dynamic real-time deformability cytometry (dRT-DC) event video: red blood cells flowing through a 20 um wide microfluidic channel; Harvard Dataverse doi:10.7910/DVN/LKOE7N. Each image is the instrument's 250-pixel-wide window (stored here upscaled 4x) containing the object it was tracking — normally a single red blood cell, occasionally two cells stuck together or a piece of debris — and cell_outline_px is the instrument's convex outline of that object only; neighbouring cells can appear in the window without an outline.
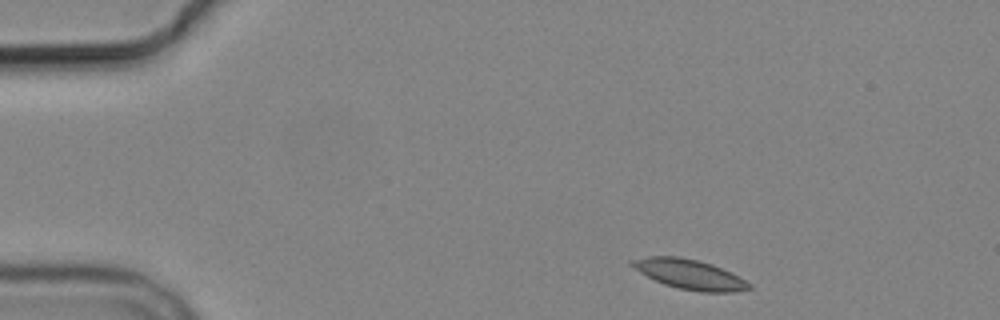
{"species": "common noctule bat (a hibernating species)", "species_latin": "Nyctalus noctula", "temperature_condition": "cold", "stored_images_in_passage": 4, "camera_frame_rate_fps": 3000, "um_per_image_px": 0.085, "animal": {"sex": "male", "body_mass_g": 19.2, "forearm_length_mm": 51.8}, "frame": {"image": 1, "passage_image": 1, "time_ms": 0.0, "image_size_px": [1000, 320], "cell_outline_px": [[752, 288], [736, 292], [700, 292], [680, 288], [664, 284], [640, 272], [628, 264], [628, 260], [648, 256], [680, 256], [712, 264], [752, 284]], "centroid_in_image_um": [58.58, 23.31], "position_along_channel_um": 26.4, "area_um2": 20.11}}
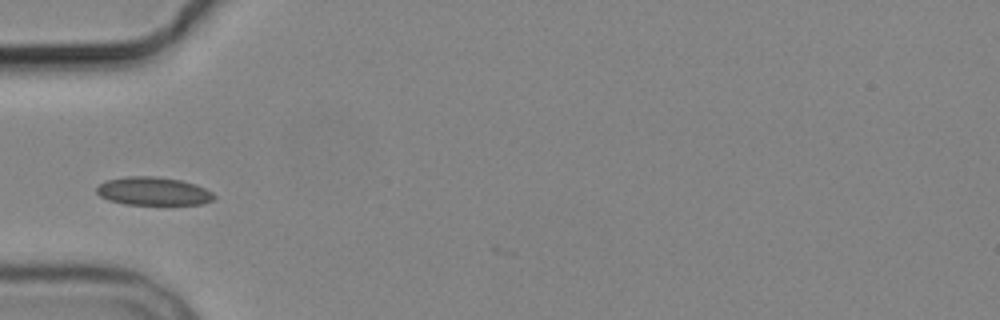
{"frame": {"image": 2, "passage_image": 3, "time_ms": 3.333, "image_size_px": [1000, 320], "cell_outline_px": [[216, 196], [212, 200], [204, 204], [124, 204], [108, 200], [100, 196], [96, 192], [96, 188], [100, 184], [108, 180], [124, 176], [156, 176], [180, 180], [196, 184], [212, 192]], "centroid_in_image_um": [13.03, 16.25], "position_along_channel_um": 72.0, "area_um2": 19.31}}